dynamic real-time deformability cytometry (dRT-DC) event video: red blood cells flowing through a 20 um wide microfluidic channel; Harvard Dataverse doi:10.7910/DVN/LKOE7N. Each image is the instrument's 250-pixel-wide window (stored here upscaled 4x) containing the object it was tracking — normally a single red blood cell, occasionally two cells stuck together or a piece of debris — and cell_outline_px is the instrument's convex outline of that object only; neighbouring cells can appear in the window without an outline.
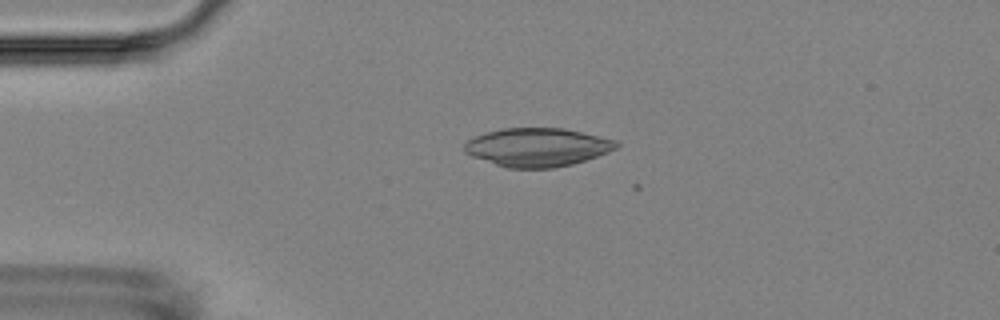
{"species": "Egyptian fruit bat (a non-hibernating species)", "species_latin": "Rousettus aegyptiacus", "temperature_condition": "room temperature", "stored_images_in_passage": 2, "camera_frame_rate_fps": 3000, "um_per_image_px": 0.085, "animal": {"sex": "female"}, "frame": {"image": 1, "passage_image": 1, "time_ms": 0.0, "image_size_px": [1000, 320], "cell_outline_px": [[620, 144], [616, 148], [608, 152], [572, 164], [552, 168], [508, 168], [472, 156], [464, 152], [464, 144], [468, 140], [484, 132], [504, 128], [564, 128], [616, 140]], "centroid_in_image_um": [45.66, 12.51], "position_along_channel_um": 39.3, "area_um2": 33.87}}